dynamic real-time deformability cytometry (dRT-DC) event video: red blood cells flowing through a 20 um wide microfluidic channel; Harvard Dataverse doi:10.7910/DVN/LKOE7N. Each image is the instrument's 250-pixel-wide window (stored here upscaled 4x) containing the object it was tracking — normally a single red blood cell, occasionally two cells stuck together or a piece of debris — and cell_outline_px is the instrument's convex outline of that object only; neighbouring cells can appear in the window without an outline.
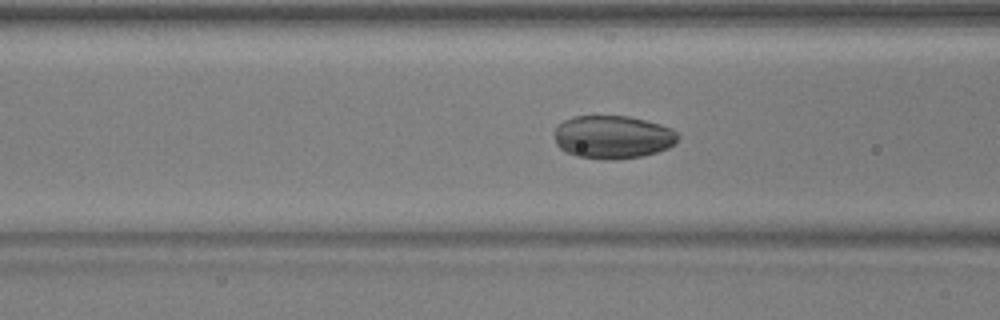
{"species": "common noctule bat (a hibernating species)", "species_latin": "Nyctalus noctula", "temperature_condition": "warm", "stored_images_in_passage": 52, "camera_frame_rate_fps": 3000, "um_per_image_px": 0.085, "animal": {"sex": "male", "body_mass_g": 17.9, "forearm_length_mm": 54.2}, "frame": {"image": 1, "passage_image": 20, "time_ms": 6.333, "image_size_px": [1000, 320], "cell_outline_px": [[680, 136], [676, 144], [668, 148], [656, 152], [640, 156], [612, 160], [576, 156], [560, 148], [556, 144], [552, 132], [556, 124], [564, 120], [576, 116], [628, 116], [660, 124], [672, 128]], "centroid_in_image_um": [52.07, 11.64], "position_along_channel_um": 114.5, "area_um2": 31.27}}
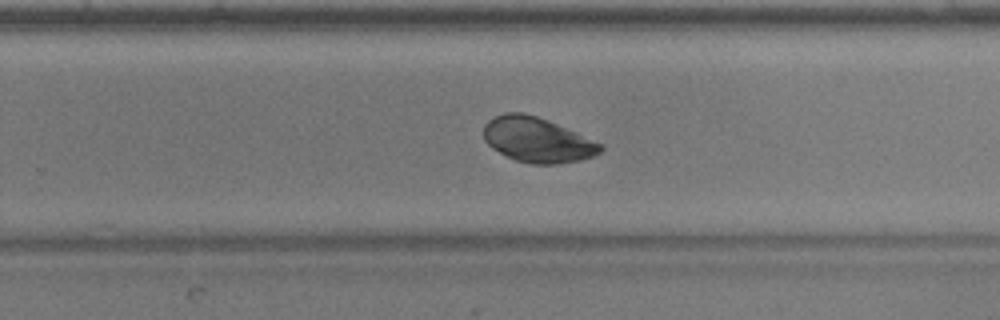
{"frame": {"image": 2, "passage_image": 33, "time_ms": 10.667, "image_size_px": [1000, 320], "cell_outline_px": [[604, 148], [600, 152], [592, 156], [580, 160], [556, 164], [532, 164], [516, 160], [492, 148], [484, 140], [484, 124], [488, 120], [504, 112], [524, 112], [548, 120], [604, 144]], "centroid_in_image_um": [45.68, 11.88], "position_along_channel_um": 284.1, "area_um2": 30.58}}
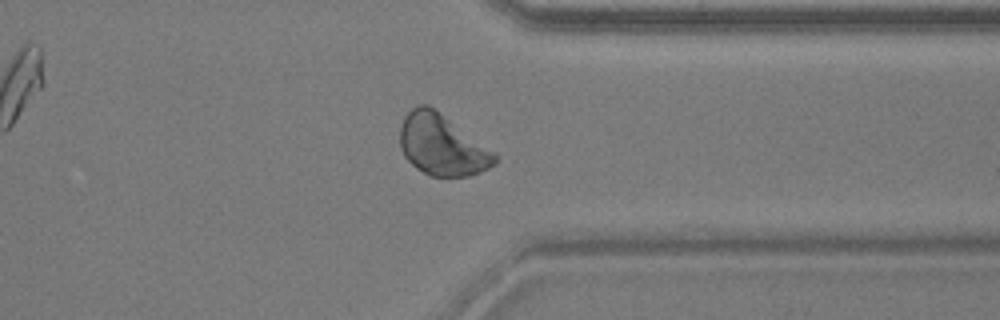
{"frame": {"image": 3, "passage_image": 40, "time_ms": 13.0, "image_size_px": [1000, 320], "cell_outline_px": [[496, 164], [480, 172], [468, 176], [432, 176], [416, 168], [404, 156], [400, 148], [400, 128], [404, 116], [412, 108], [420, 104], [428, 104], [496, 152]], "centroid_in_image_um": [37.56, 12.32], "position_along_channel_um": 373.8, "area_um2": 33.58}}